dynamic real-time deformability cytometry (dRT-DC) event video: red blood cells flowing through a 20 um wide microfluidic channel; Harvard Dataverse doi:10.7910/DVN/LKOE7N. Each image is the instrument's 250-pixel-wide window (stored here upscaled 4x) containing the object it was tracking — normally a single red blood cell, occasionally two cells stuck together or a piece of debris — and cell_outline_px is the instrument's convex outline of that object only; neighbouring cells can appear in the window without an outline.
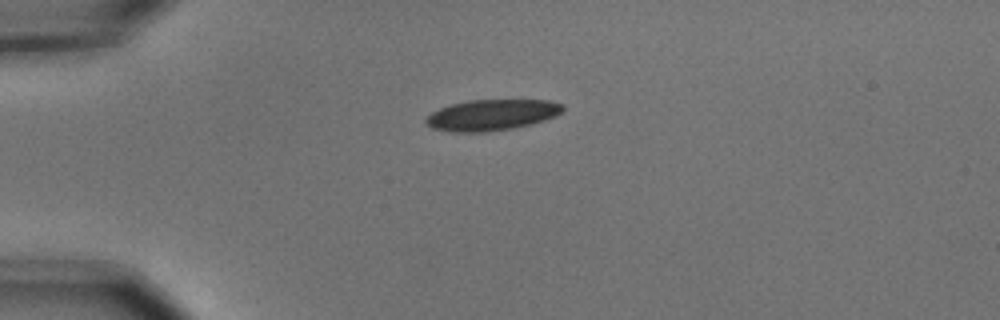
{"species": "common noctule bat (a hibernating species)", "species_latin": "Nyctalus noctula", "temperature_condition": "cold", "stored_images_in_passage": 4, "camera_frame_rate_fps": 3000, "um_per_image_px": 0.085, "animal": {"sex": "male", "body_mass_g": 15.6}, "frame": {"image": 1, "passage_image": 1, "time_ms": 0.0, "image_size_px": [1000, 320], "cell_outline_px": [[564, 112], [556, 116], [532, 124], [512, 128], [488, 132], [452, 132], [432, 128], [424, 120], [424, 116], [440, 108], [452, 104], [468, 100], [552, 100], [564, 104]], "centroid_in_image_um": [41.83, 9.77], "position_along_channel_um": 43.2, "area_um2": 24.97}}
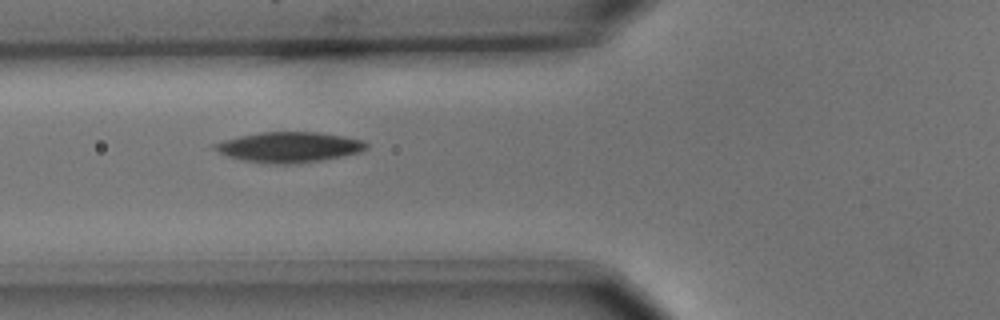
{"frame": {"image": 2, "passage_image": 3, "time_ms": 0.667, "image_size_px": [1000, 320], "cell_outline_px": [[368, 148], [360, 152], [344, 156], [320, 160], [288, 164], [280, 164], [244, 160], [228, 156], [212, 148], [208, 144], [240, 136], [260, 132], [320, 132], [344, 136], [364, 140], [368, 144]], "centroid_in_image_um": [24.59, 12.49], "position_along_channel_um": 101.2, "area_um2": 26.76}}
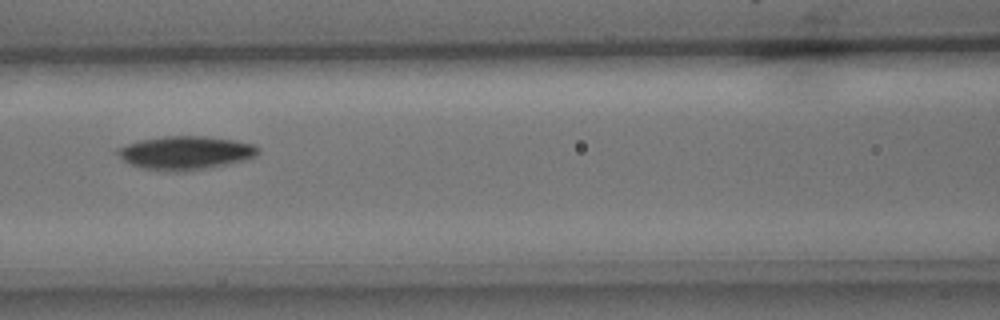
{"frame": {"image": 3, "passage_image": 4, "time_ms": 1.0, "image_size_px": [1000, 320], "cell_outline_px": [[260, 152], [256, 156], [244, 160], [228, 164], [188, 172], [168, 172], [144, 168], [132, 164], [124, 160], [116, 152], [120, 148], [128, 144], [140, 140], [164, 136], [204, 136], [232, 140], [256, 144], [260, 148]], "centroid_in_image_um": [15.83, 13.0], "position_along_channel_um": 150.8, "area_um2": 27.46}}